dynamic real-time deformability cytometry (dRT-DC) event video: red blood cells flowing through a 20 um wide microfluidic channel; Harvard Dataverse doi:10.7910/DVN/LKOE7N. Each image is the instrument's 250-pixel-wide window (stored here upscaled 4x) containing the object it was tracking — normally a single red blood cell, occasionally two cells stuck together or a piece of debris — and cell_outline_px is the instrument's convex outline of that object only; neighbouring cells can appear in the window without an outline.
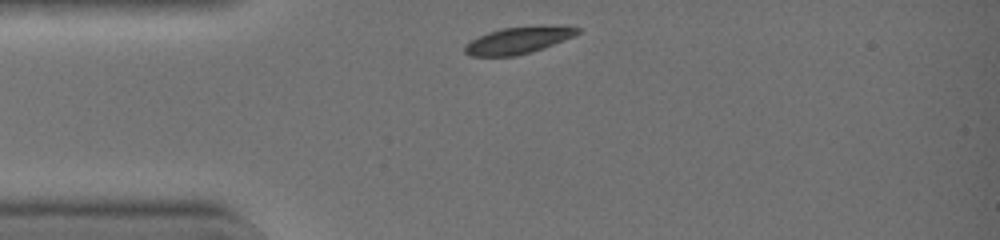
{"species": "common noctule bat (a hibernating species)", "species_latin": "Nyctalus noctula", "temperature_condition": "warm", "stored_images_in_passage": 29, "camera_frame_rate_fps": 3000, "um_per_image_px": 0.085, "animal": {"sex": "female", "body_mass_g": 19.0, "forearm_length_mm": 51.5}, "frame": {"image": 1, "passage_image": 1, "time_ms": 0.0, "image_size_px": [1000, 240], "cell_outline_px": [[580, 32], [572, 36], [532, 52], [516, 56], [472, 56], [464, 52], [464, 44], [488, 32], [504, 28], [540, 24], [548, 24], [580, 28]], "centroid_in_image_um": [44.05, 3.41], "position_along_channel_um": 41.0, "area_um2": 17.63}}
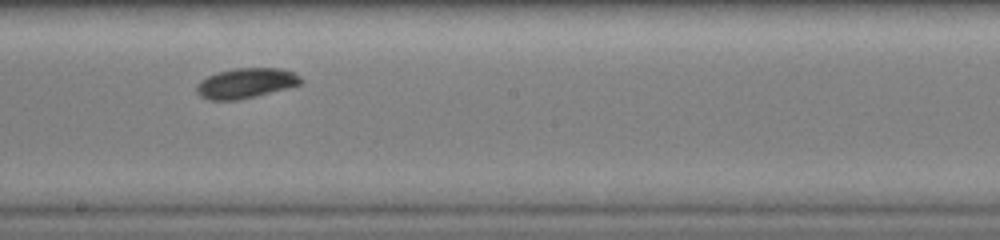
{"frame": {"image": 2, "passage_image": 15, "time_ms": 4.667, "image_size_px": [1000, 240], "cell_outline_px": [[304, 80], [300, 84], [288, 88], [236, 100], [208, 100], [200, 96], [196, 92], [196, 84], [200, 80], [216, 72], [236, 68], [280, 68], [292, 72], [300, 76]], "centroid_in_image_um": [20.87, 7.06], "position_along_channel_um": 227.3, "area_um2": 18.26}}
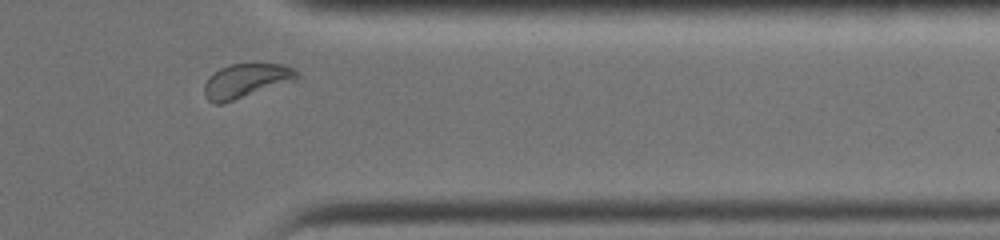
{"frame": {"image": 3, "passage_image": 26, "time_ms": 8.333, "image_size_px": [1000, 240], "cell_outline_px": [[300, 76], [296, 80], [220, 104], [212, 104], [204, 96], [204, 84], [208, 76], [220, 68], [228, 64], [252, 60], [256, 60], [284, 64], [300, 72]], "centroid_in_image_um": [20.93, 6.79], "position_along_channel_um": 390.5, "area_um2": 19.31}, "authors_computed_cell_mechanics": {"area_um2": 18.3226, "velocity_mm_per_s": 4.4405, "shape_relaxation_time_tau1_ms": 1.3361, "shape_relaxation_time_tau2_ms": null, "deformation_change_tau1": 0.0877, "deformation_change_tau2": null}}